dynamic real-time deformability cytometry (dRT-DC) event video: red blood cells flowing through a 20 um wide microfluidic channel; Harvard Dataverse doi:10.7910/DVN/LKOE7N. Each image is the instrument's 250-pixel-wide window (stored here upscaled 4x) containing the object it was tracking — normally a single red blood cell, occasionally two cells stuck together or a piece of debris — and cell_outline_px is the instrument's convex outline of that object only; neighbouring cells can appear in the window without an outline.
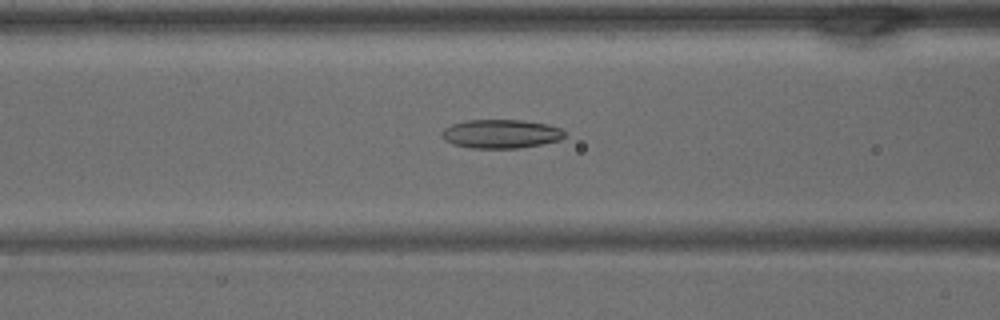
{"species": "common noctule bat (a hibernating species)", "species_latin": "Nyctalus noctula", "temperature_condition": "warm", "stored_images_in_passage": 40, "camera_frame_rate_fps": 3000, "um_per_image_px": 0.085, "animal": {"sex": "male", "body_mass_g": 15.6}, "frame": {"image": 1, "passage_image": 16, "time_ms": 5.0, "image_size_px": [1000, 320], "cell_outline_px": [[564, 136], [560, 140], [520, 148], [468, 148], [452, 144], [444, 140], [440, 136], [440, 132], [444, 128], [452, 124], [464, 120], [520, 120], [548, 124], [560, 128], [564, 132]], "centroid_in_image_um": [42.52, 11.38], "position_along_channel_um": 124.1, "area_um2": 20.75}}
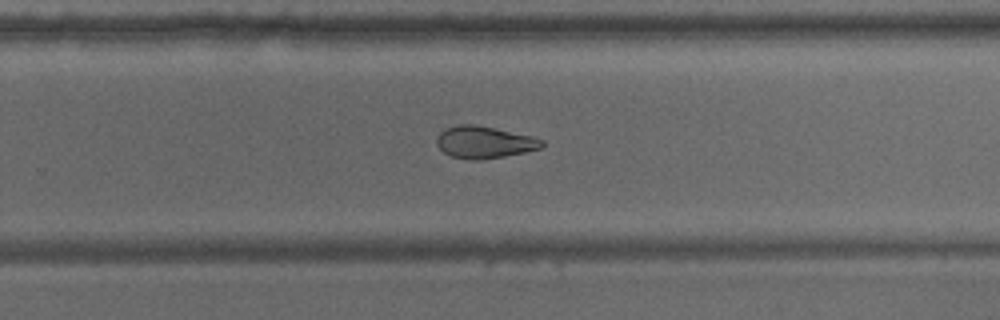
{"frame": {"image": 2, "passage_image": 26, "time_ms": 8.333, "image_size_px": [1000, 320], "cell_outline_px": [[544, 144], [540, 148], [524, 152], [504, 156], [480, 160], [468, 160], [452, 156], [444, 152], [436, 144], [436, 140], [440, 132], [444, 128], [460, 124], [476, 124], [532, 136], [544, 140]], "centroid_in_image_um": [41.15, 12.08], "position_along_channel_um": 288.7, "area_um2": 19.65}}
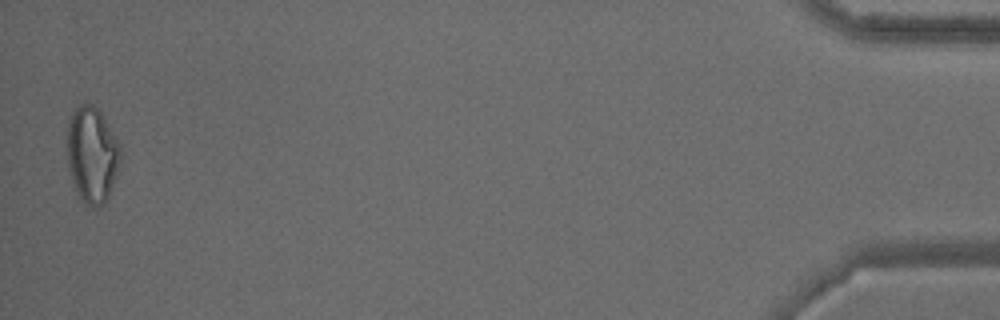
{"frame": {"image": 3, "passage_image": 40, "time_ms": 13.0, "image_size_px": [1000, 320], "cell_outline_px": [[120, 160], [116, 176], [108, 196], [100, 208], [88, 208], [80, 200], [72, 180], [68, 164], [68, 116], [72, 108], [80, 104], [92, 104], [104, 116], [120, 144]], "centroid_in_image_um": [7.82, 13.15], "position_along_channel_um": 427.4, "area_um2": 30.11}}